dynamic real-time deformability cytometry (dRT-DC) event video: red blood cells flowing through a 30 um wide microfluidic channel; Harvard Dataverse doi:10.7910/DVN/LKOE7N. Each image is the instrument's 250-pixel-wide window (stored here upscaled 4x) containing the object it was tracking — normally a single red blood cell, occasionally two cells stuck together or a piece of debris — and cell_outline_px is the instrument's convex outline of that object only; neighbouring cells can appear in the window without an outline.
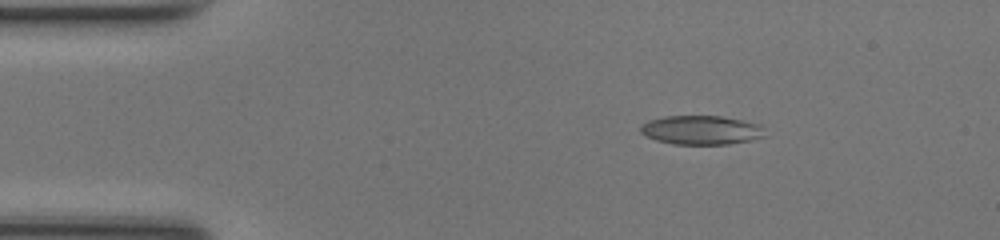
{"species": "common noctule bat (a hibernating species)", "species_latin": "Nyctalus noctula", "temperature_condition": "room temperature", "stored_images_in_passage": 42, "camera_frame_rate_fps": 3000, "um_per_image_px": 0.085, "animal": {"sex": "female", "body_mass_g": 17.0, "forearm_length_mm": 48.0}, "frame": {"image": 1, "passage_image": 1, "time_ms": 0.0, "image_size_px": [1000, 240], "cell_outline_px": [[768, 136], [728, 144], [672, 144], [656, 140], [640, 132], [640, 128], [648, 120], [664, 116], [720, 116], [760, 124]], "centroid_in_image_um": [59.62, 11.05], "position_along_channel_um": 25.4, "area_um2": 20.92}}
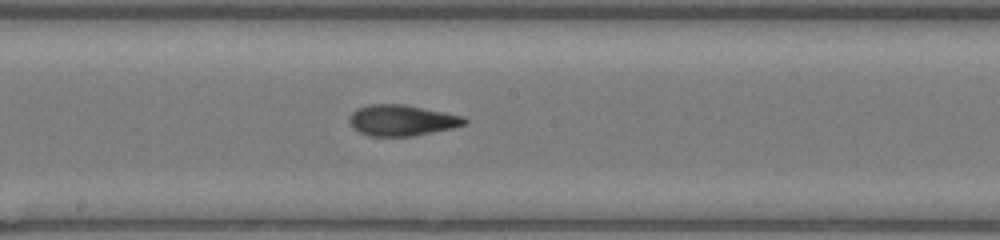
{"frame": {"image": 2, "passage_image": 19, "time_ms": 6.0, "image_size_px": [1000, 240], "cell_outline_px": [[468, 120], [464, 124], [452, 128], [412, 136], [368, 136], [352, 128], [348, 120], [352, 112], [356, 108], [368, 104], [404, 104], [464, 116]], "centroid_in_image_um": [34.12, 10.22], "position_along_channel_um": 214.1, "area_um2": 20.81}}
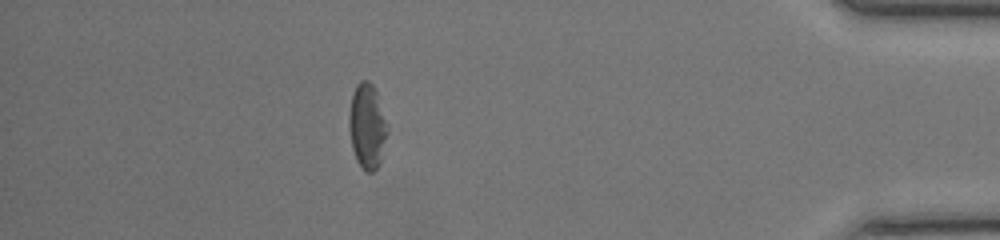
{"frame": {"image": 3, "passage_image": 36, "time_ms": 11.667, "image_size_px": [1000, 240], "cell_outline_px": [[388, 132], [380, 164], [372, 172], [364, 172], [356, 160], [352, 148], [348, 128], [348, 116], [352, 92], [356, 84], [360, 80], [368, 80], [372, 84], [376, 92], [388, 128]], "centroid_in_image_um": [31.18, 10.74], "position_along_channel_um": 404.0, "area_um2": 19.25}, "authors_computed_cell_mechanics": {"area_um2": 20.519, "velocity_mm_per_s": 4.247, "shape_relaxation_time_tau1_ms": 6.5384, "shape_relaxation_time_tau2_ms": 2.7842, "deformation_change_tau1": 0.1751, "deformation_change_tau2": 0.1141}}